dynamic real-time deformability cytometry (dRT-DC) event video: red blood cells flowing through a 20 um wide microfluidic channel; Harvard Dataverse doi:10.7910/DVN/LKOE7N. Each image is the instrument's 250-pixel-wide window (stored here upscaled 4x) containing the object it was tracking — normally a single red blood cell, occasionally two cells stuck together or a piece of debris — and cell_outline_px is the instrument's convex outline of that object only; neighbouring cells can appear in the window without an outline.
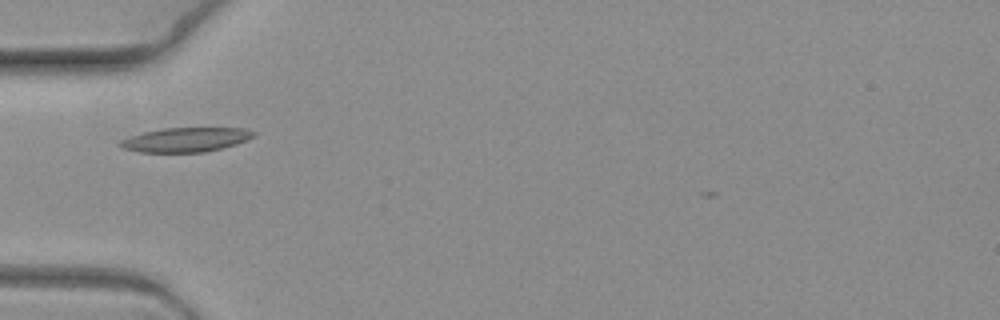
{"species": "common noctule bat (a hibernating species)", "species_latin": "Nyctalus noctula", "temperature_condition": "warm", "stored_images_in_passage": 3, "camera_frame_rate_fps": 3000, "um_per_image_px": 0.085, "animal": {"sex": "female", "body_mass_g": 19.3, "forearm_length_mm": 54.1}, "frame": {"image": 1, "passage_image": 1, "time_ms": 0.0, "image_size_px": [1000, 320], "cell_outline_px": [[256, 136], [248, 140], [236, 144], [204, 152], [140, 152], [120, 148], [116, 144], [120, 140], [144, 132], [164, 128], [244, 128], [256, 132]], "centroid_in_image_um": [15.78, 11.87], "position_along_channel_um": 69.2, "area_um2": 18.96}}
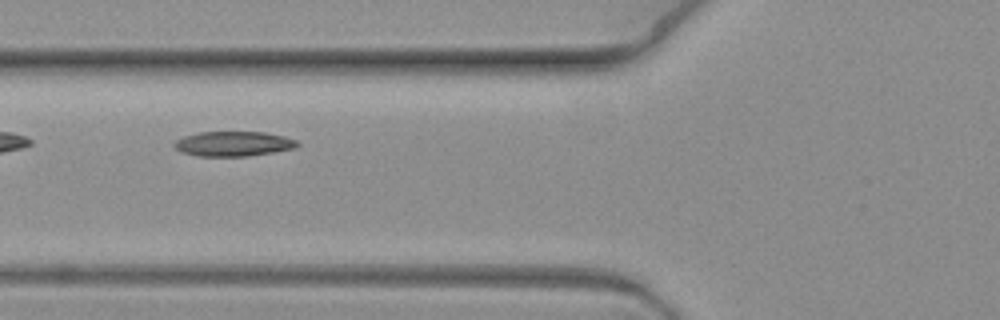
{"frame": {"image": 2, "passage_image": 2, "time_ms": 0.333, "image_size_px": [1000, 320], "cell_outline_px": [[300, 144], [296, 148], [248, 156], [196, 156], [184, 152], [176, 148], [172, 144], [176, 140], [184, 136], [196, 132], [264, 132], [284, 136], [296, 140]], "centroid_in_image_um": [19.84, 12.21], "position_along_channel_um": 106.0, "area_um2": 17.8}}
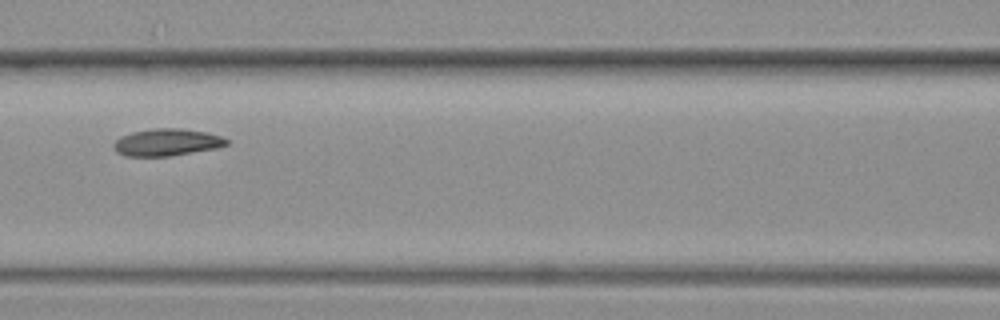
{"frame": {"image": 3, "passage_image": 3, "time_ms": 0.667, "image_size_px": [1000, 320], "cell_outline_px": [[228, 144], [216, 148], [168, 156], [124, 156], [116, 152], [112, 148], [112, 144], [120, 136], [132, 132], [156, 128], [180, 128], [204, 132], [220, 136], [228, 140]], "centroid_in_image_um": [14.11, 12.1], "position_along_channel_um": 152.5, "area_um2": 17.74}}